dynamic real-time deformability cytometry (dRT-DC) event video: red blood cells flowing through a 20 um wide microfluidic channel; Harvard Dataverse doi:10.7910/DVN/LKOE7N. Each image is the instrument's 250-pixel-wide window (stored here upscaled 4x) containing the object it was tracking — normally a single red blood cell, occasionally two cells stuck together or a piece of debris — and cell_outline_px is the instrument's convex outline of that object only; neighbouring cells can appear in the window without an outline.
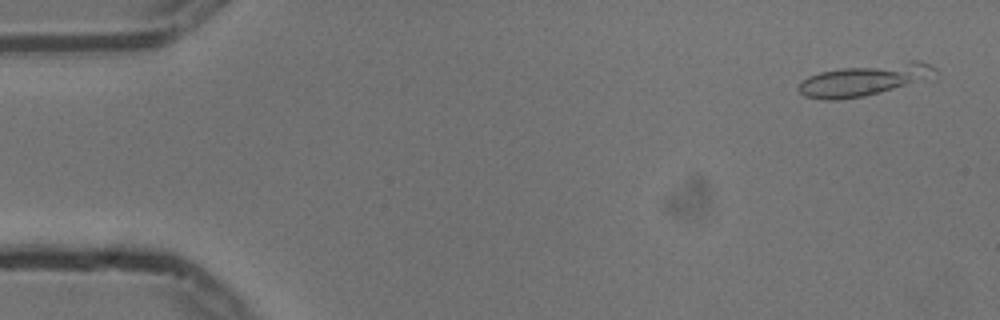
{"species": "common noctule bat (a hibernating species)", "species_latin": "Nyctalus noctula", "temperature_condition": "cold", "stored_images_in_passage": 20, "camera_frame_rate_fps": 3000, "um_per_image_px": 0.085, "animal": {"sex": "male", "body_mass_g": 13.3}, "frame": {"image": 1, "passage_image": 3, "time_ms": 0.667, "image_size_px": [1000, 320], "cell_outline_px": [[940, 76], [936, 80], [864, 96], [840, 100], [824, 100], [804, 96], [796, 88], [800, 80], [808, 76], [820, 72], [844, 68], [908, 60], [920, 60], [936, 68]], "centroid_in_image_um": [73.63, 6.79], "position_along_channel_um": 11.4, "area_um2": 26.3}}
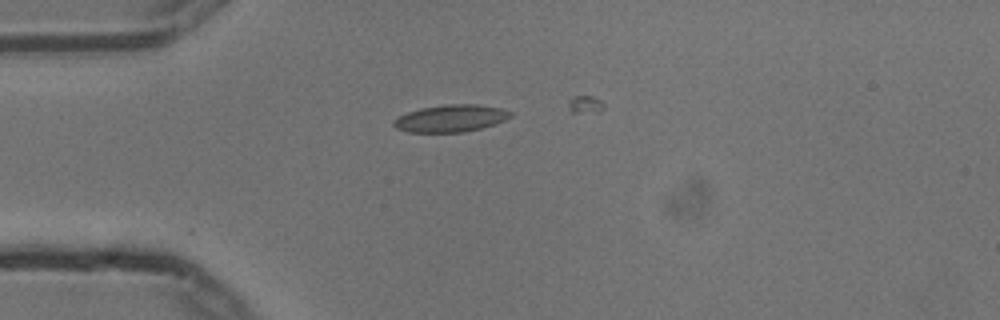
{"frame": {"image": 2, "passage_image": 14, "time_ms": 4.333, "image_size_px": [1000, 320], "cell_outline_px": [[512, 116], [496, 124], [464, 132], [408, 132], [396, 128], [392, 124], [392, 120], [408, 112], [420, 108], [444, 104], [476, 104], [500, 108], [512, 112]], "centroid_in_image_um": [38.3, 10.06], "position_along_channel_um": 46.7, "area_um2": 18.5}}
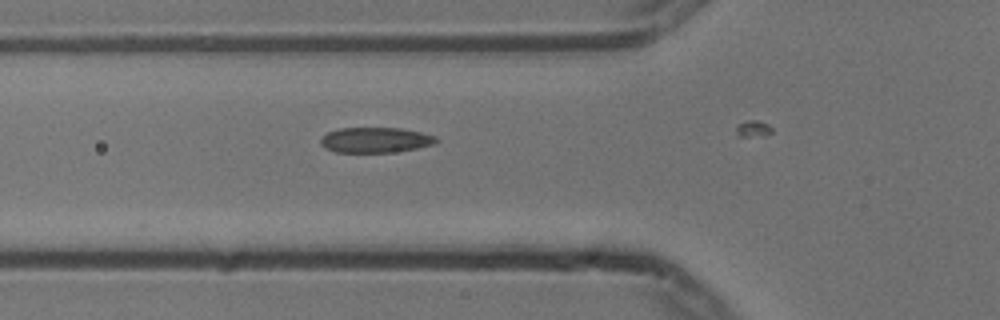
{"frame": {"image": 3, "passage_image": 19, "time_ms": 6.0, "image_size_px": [1000, 320], "cell_outline_px": [[440, 140], [436, 144], [416, 148], [392, 152], [336, 152], [324, 148], [320, 144], [320, 136], [328, 132], [340, 128], [400, 128], [420, 132], [436, 136]], "centroid_in_image_um": [31.9, 11.9], "position_along_channel_um": 93.9, "area_um2": 17.17}}